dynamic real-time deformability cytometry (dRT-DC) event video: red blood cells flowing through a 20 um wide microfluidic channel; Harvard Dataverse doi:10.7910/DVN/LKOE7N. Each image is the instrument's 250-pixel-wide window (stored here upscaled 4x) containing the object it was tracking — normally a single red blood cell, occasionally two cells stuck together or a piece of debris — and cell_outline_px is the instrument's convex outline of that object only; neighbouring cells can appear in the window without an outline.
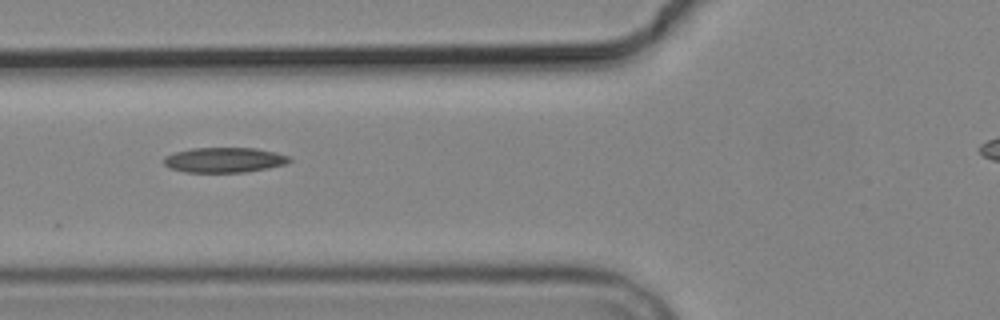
{"species": "common noctule bat (a hibernating species)", "species_latin": "Nyctalus noctula", "temperature_condition": "cold", "stored_images_in_passage": 6, "camera_frame_rate_fps": 3000, "um_per_image_px": 0.085, "animal": {"sex": "male", "body_mass_g": 19.2, "forearm_length_mm": 51.8}, "frame": {"image": 1, "passage_image": 2, "time_ms": 1.0, "image_size_px": [1000, 320], "cell_outline_px": [[292, 160], [288, 164], [268, 168], [244, 172], [184, 172], [168, 168], [164, 164], [164, 156], [176, 152], [192, 148], [256, 148], [276, 152], [288, 156]], "centroid_in_image_um": [19.07, 13.6], "position_along_channel_um": 106.7, "area_um2": 18.44}}
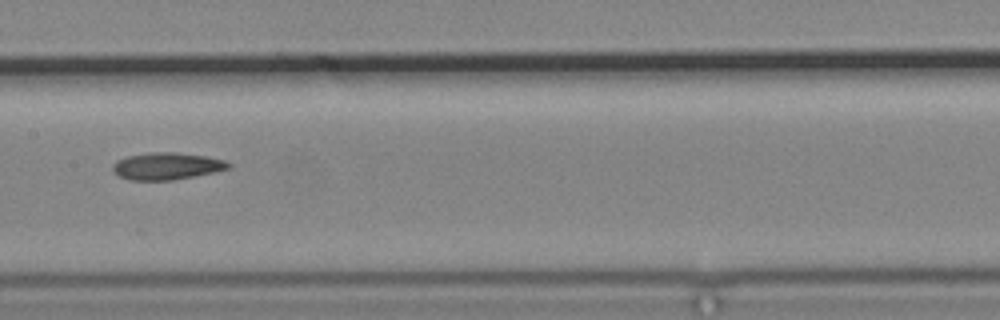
{"frame": {"image": 2, "passage_image": 4, "time_ms": 3.333, "image_size_px": [1000, 320], "cell_outline_px": [[232, 168], [172, 180], [128, 180], [112, 172], [112, 164], [116, 160], [128, 156], [148, 152], [176, 152], [204, 156], [224, 160], [232, 164]], "centroid_in_image_um": [14.14, 14.11], "position_along_channel_um": 193.3, "area_um2": 18.26}}
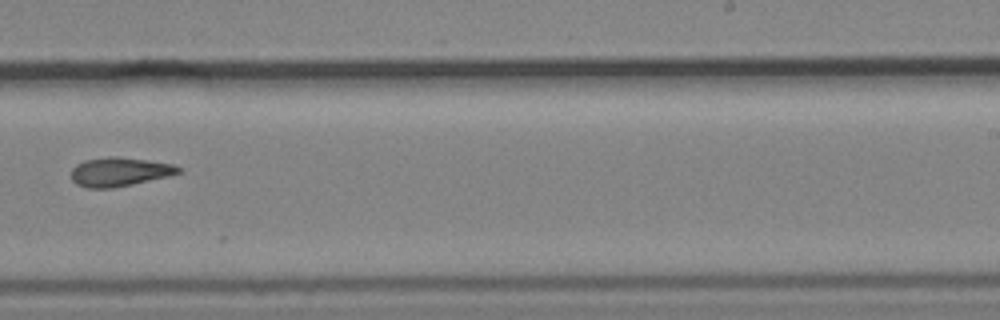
{"frame": {"image": 3, "passage_image": 6, "time_ms": 5.667, "image_size_px": [1000, 320], "cell_outline_px": [[184, 168], [180, 172], [168, 176], [132, 184], [112, 188], [88, 188], [76, 184], [72, 180], [72, 168], [76, 164], [84, 160], [108, 156], [116, 156], [148, 160], [172, 164]], "centroid_in_image_um": [10.15, 14.59], "position_along_channel_um": 278.9, "area_um2": 18.09}}